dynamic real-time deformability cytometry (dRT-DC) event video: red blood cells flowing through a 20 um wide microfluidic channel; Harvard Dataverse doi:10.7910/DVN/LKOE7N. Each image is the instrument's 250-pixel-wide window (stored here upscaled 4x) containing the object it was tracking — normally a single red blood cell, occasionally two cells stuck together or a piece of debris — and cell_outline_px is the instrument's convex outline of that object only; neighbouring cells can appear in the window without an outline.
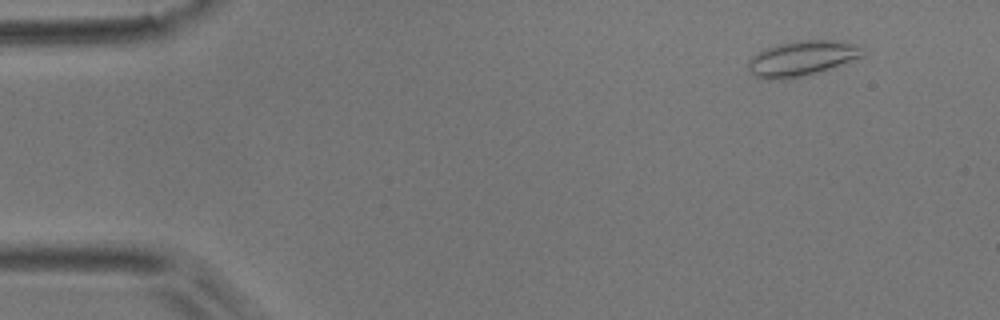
{"species": "common noctule bat (a hibernating species)", "species_latin": "Nyctalus noctula", "temperature_condition": "room temperature", "stored_images_in_passage": 53, "camera_frame_rate_fps": 3000, "um_per_image_px": 0.085, "animal": {"sex": "male", "body_mass_g": 17.9}, "frame": {"image": 1, "passage_image": 5, "time_ms": 1.333, "image_size_px": [1000, 320], "cell_outline_px": [[864, 56], [816, 72], [800, 76], [768, 80], [756, 76], [748, 68], [748, 60], [752, 56], [768, 48], [780, 44], [796, 40], [828, 40], [864, 44]], "centroid_in_image_um": [68.21, 4.93], "position_along_channel_um": 16.8, "area_um2": 23.0}}
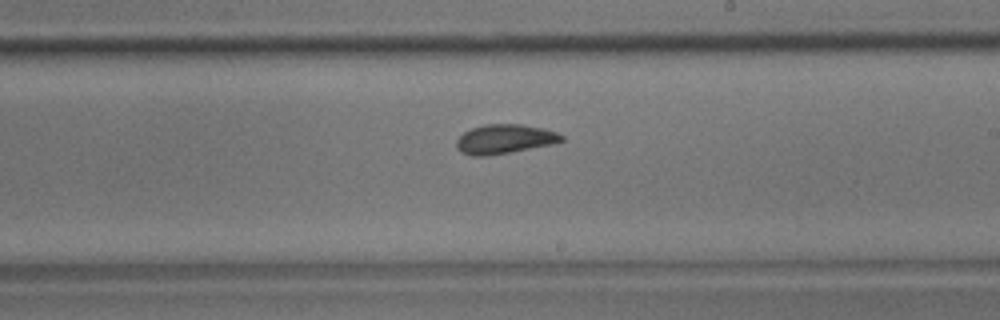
{"frame": {"image": 2, "passage_image": 31, "time_ms": 10.0, "image_size_px": [1000, 320], "cell_outline_px": [[564, 140], [552, 144], [508, 152], [484, 156], [472, 156], [460, 152], [456, 148], [456, 140], [464, 132], [472, 128], [484, 124], [520, 124], [544, 128], [556, 132], [564, 136]], "centroid_in_image_um": [42.86, 11.81], "position_along_channel_um": 246.1, "area_um2": 17.86}}
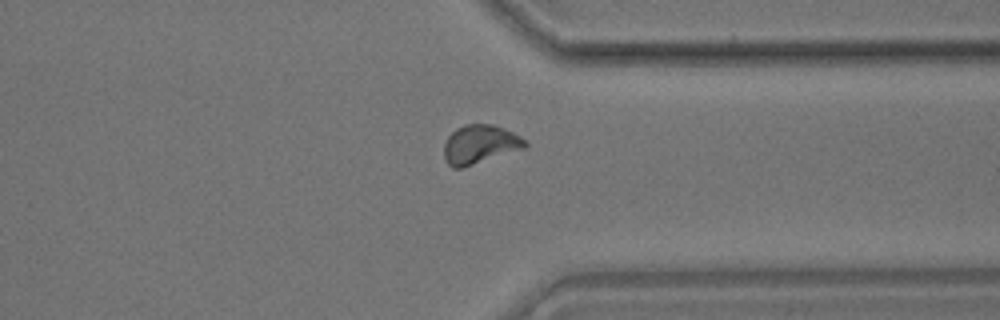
{"frame": {"image": 3, "passage_image": 41, "time_ms": 13.333, "image_size_px": [1000, 320], "cell_outline_px": [[528, 144], [524, 148], [460, 168], [452, 168], [444, 160], [444, 144], [448, 136], [456, 128], [464, 124], [492, 124], [504, 128], [520, 136]], "centroid_in_image_um": [40.75, 12.26], "position_along_channel_um": 370.6, "area_um2": 18.15}, "authors_computed_cell_mechanics": {"area_um2": 17.8602, "velocity_mm_per_s": 3.7842, "shape_relaxation_time_tau1_ms": 3.6013, "shape_relaxation_time_tau2_ms": 1.362, "deformation_change_tau1": 0.0981, "deformation_change_tau2": 0.0695}}